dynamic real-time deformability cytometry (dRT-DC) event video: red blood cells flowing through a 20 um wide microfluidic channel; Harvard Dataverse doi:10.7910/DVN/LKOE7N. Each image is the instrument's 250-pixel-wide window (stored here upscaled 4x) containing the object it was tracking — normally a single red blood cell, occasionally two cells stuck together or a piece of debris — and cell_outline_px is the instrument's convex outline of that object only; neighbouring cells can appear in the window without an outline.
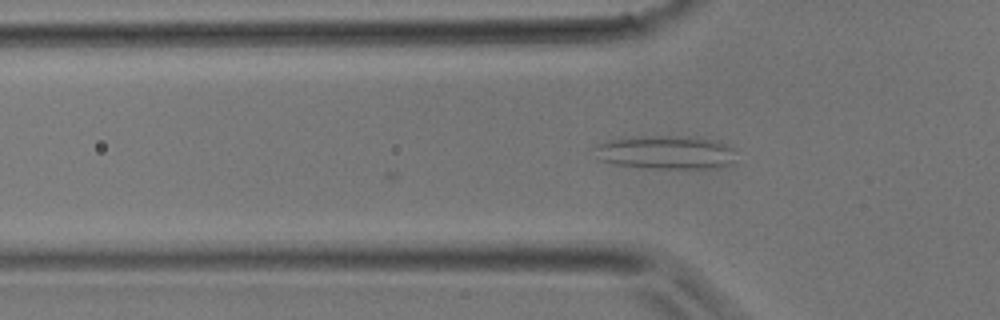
{"species": "common noctule bat (a hibernating species)", "species_latin": "Nyctalus noctula", "temperature_condition": "room temperature", "stored_images_in_passage": 2, "camera_frame_rate_fps": 3000, "um_per_image_px": 0.085, "animal": {"sex": "male", "body_mass_g": 17.9}, "frame": {"image": 1, "passage_image": 2, "time_ms": 0.333, "image_size_px": [1000, 320], "cell_outline_px": [[736, 148], [732, 164], [716, 168], [644, 168], [612, 164], [596, 160], [592, 148], [600, 144], [612, 140], [664, 136], [672, 136], [708, 140], [724, 144]], "centroid_in_image_um": [56.55, 13.0], "position_along_channel_um": 69.2, "area_um2": 27.22}}